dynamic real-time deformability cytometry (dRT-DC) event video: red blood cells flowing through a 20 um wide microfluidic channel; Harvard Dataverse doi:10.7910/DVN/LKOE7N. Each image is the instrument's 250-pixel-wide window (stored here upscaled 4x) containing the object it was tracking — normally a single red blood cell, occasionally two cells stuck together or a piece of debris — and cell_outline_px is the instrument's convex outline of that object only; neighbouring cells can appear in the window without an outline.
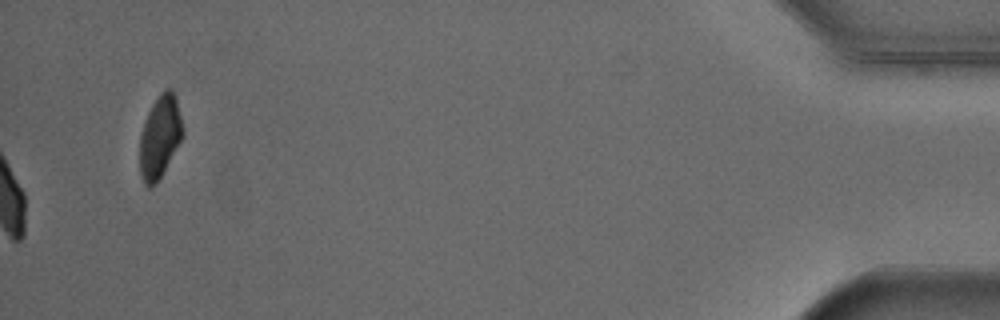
{"species": "Egyptian fruit bat (a non-hibernating species)", "species_latin": "Rousettus aegyptiacus", "temperature_condition": "cold", "stored_images_in_passage": 42, "camera_frame_rate_fps": 3000, "um_per_image_px": 0.085, "animal": {"sex": "male"}, "frame": {"image": 1, "passage_image": 42, "time_ms": 13.667, "image_size_px": [1000, 320], "cell_outline_px": [[180, 136], [156, 180], [148, 180], [144, 176], [144, 132], [148, 120], [156, 104], [164, 92], [168, 92], [172, 96], [176, 108], [180, 124]], "centroid_in_image_um": [13.64, 11.56], "position_along_channel_um": 421.6, "area_um2": 15.49}}